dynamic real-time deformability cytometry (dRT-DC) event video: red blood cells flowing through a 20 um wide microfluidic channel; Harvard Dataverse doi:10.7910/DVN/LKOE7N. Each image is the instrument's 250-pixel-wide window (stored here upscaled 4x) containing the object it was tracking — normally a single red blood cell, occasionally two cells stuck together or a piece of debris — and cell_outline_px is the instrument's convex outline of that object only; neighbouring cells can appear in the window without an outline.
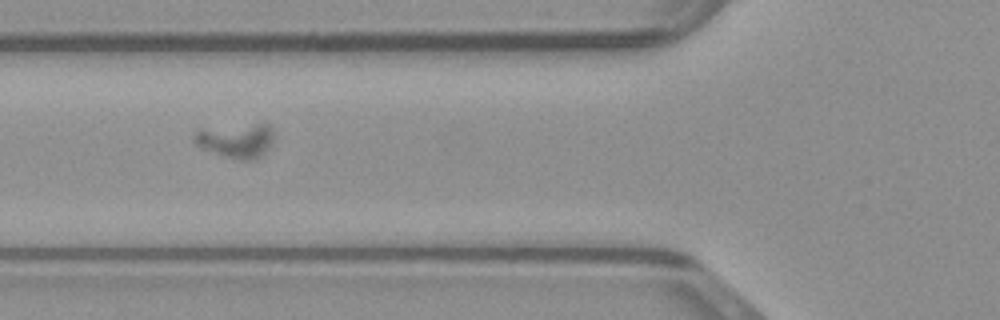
{"species": "common noctule bat (a hibernating species)", "species_latin": "Nyctalus noctula", "temperature_condition": "warm", "stored_images_in_passage": 39, "camera_frame_rate_fps": 3000, "um_per_image_px": 0.085, "animal": {"sex": "male", "body_mass_g": 23.1, "forearm_length_mm": 52.7}, "frame": {"image": 1, "passage_image": 8, "time_ms": 2.333, "image_size_px": [1000, 320], "cell_outline_px": [[272, 144], [256, 160], [240, 160], [224, 156], [204, 148], [196, 144], [192, 140], [192, 136], [196, 132], [256, 124], [268, 124], [272, 128]], "centroid_in_image_um": [20.14, 11.99], "position_along_channel_um": 105.7, "area_um2": 15.09}}
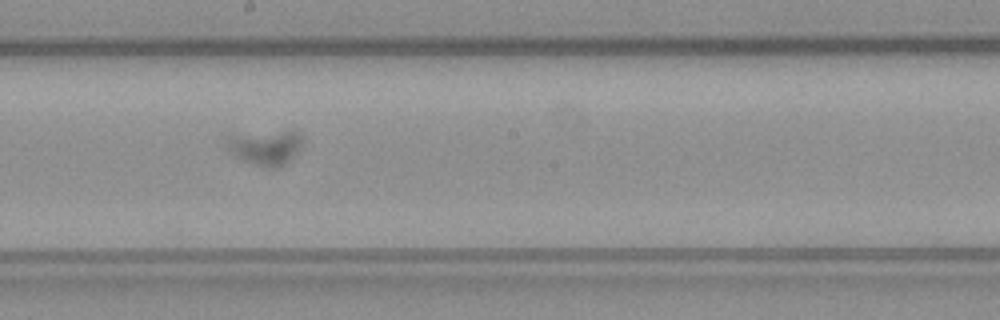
{"frame": {"image": 2, "passage_image": 17, "time_ms": 5.333, "image_size_px": [1000, 320], "cell_outline_px": [[304, 140], [284, 164], [276, 168], [272, 168], [256, 164], [244, 160], [232, 152], [228, 148], [228, 136], [280, 132], [296, 132]], "centroid_in_image_um": [22.57, 12.54], "position_along_channel_um": 225.6, "area_um2": 14.05}}
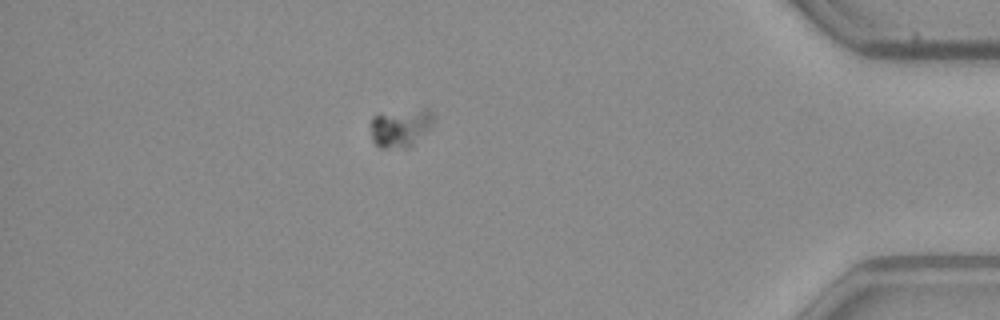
{"frame": {"image": 3, "passage_image": 34, "time_ms": 11.0, "image_size_px": [1000, 320], "cell_outline_px": [[432, 124], [408, 148], [380, 148], [372, 140], [372, 116], [424, 108], [428, 108], [432, 112]], "centroid_in_image_um": [34.03, 10.87], "position_along_channel_um": 401.2, "area_um2": 13.47}}